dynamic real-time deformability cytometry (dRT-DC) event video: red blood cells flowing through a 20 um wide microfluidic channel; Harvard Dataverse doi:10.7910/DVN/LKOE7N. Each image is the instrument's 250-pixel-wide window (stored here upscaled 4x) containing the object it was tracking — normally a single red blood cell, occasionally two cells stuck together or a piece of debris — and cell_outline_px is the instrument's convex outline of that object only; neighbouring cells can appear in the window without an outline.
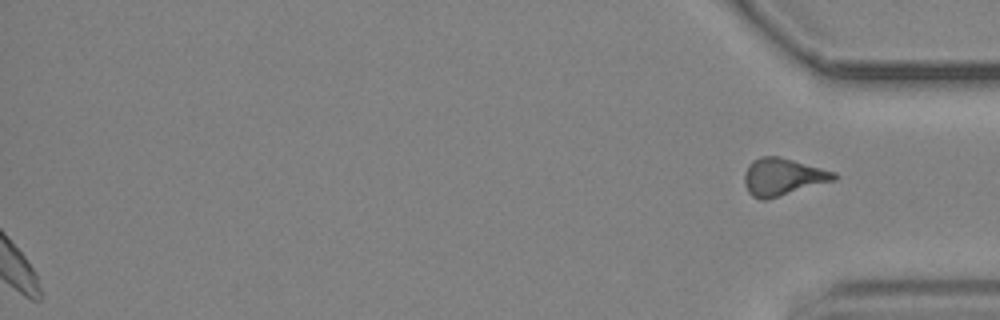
{"species": "common noctule bat (a hibernating species)", "species_latin": "Nyctalus noctula", "temperature_condition": "cold", "stored_images_in_passage": 50, "segment_of_instrument_passage": [2, 2], "camera_frame_rate_fps": 3000, "um_per_image_px": 0.085, "animal": {"sex": "male", "body_mass_g": 19.2, "forearm_length_mm": 51.8}, "frame": {"image": 1, "passage_image": 50, "time_ms": 16.333, "image_size_px": [1000, 320], "cell_outline_px": [[840, 176], [836, 180], [768, 200], [760, 200], [752, 196], [748, 192], [744, 184], [744, 172], [748, 164], [752, 160], [760, 156], [780, 156], [836, 172]], "centroid_in_image_um": [66.53, 15.04], "position_along_channel_um": 368.7, "area_um2": 19.94}}